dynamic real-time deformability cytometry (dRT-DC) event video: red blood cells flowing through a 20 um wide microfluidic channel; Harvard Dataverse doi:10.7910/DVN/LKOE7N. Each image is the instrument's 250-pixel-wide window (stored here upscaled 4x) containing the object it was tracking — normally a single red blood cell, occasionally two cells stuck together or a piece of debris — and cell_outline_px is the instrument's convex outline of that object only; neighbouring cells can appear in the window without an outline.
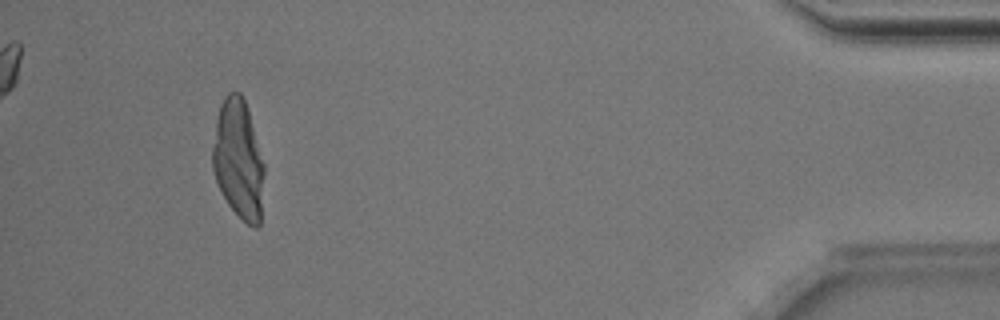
{"species": "Egyptian fruit bat (a non-hibernating species)", "species_latin": "Rousettus aegyptiacus", "temperature_condition": "room temperature", "stored_images_in_passage": 50, "camera_frame_rate_fps": 3000, "um_per_image_px": 0.085, "animal": {"sex": "male"}, "frame": {"image": 1, "passage_image": 47, "time_ms": 15.333, "image_size_px": [1000, 320], "cell_outline_px": [[264, 172], [260, 224], [256, 228], [252, 228], [228, 204], [216, 180], [212, 168], [212, 148], [216, 120], [220, 104], [224, 96], [228, 92], [240, 92], [244, 100], [248, 112], [264, 164]], "centroid_in_image_um": [20.25, 13.54], "position_along_channel_um": 414.9, "area_um2": 35.49}}